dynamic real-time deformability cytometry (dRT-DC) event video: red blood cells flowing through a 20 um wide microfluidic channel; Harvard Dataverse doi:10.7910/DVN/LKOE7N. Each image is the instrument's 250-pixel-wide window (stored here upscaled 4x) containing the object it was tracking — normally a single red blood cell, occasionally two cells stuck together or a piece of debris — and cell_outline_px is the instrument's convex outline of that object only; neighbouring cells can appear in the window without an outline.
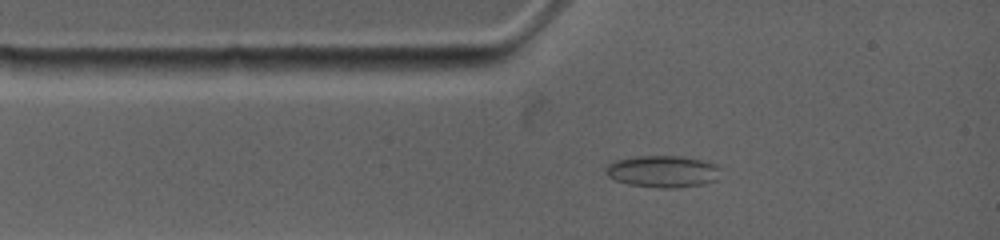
{"species": "common noctule bat (a hibernating species)", "species_latin": "Nyctalus noctula", "temperature_condition": "warm", "stored_images_in_passage": 10, "camera_frame_rate_fps": 4500, "um_per_image_px": 0.085, "animal": {"sex": "female", "body_mass_g": 19.0, "forearm_length_mm": 53.3}, "frame": {"image": 1, "passage_image": 3, "time_ms": 1.111, "image_size_px": [1000, 240], "cell_outline_px": [[720, 168], [716, 180], [704, 184], [676, 188], [664, 188], [628, 184], [616, 180], [608, 176], [604, 172], [608, 164], [616, 160], [636, 156], [684, 156], [716, 164]], "centroid_in_image_um": [56.33, 14.57], "position_along_channel_um": 28.7, "area_um2": 21.27}}
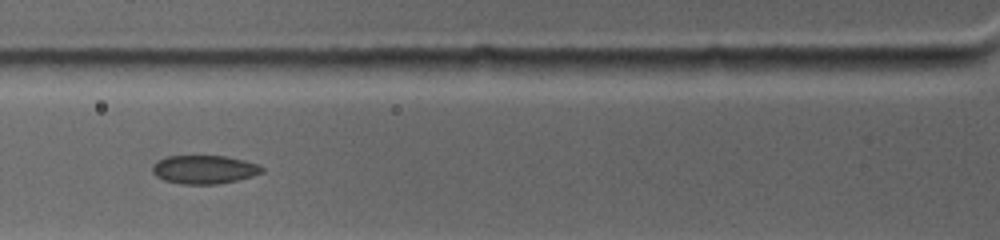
{"frame": {"image": 2, "passage_image": 7, "time_ms": 3.333, "image_size_px": [1000, 240], "cell_outline_px": [[264, 172], [252, 176], [236, 180], [216, 184], [180, 184], [164, 180], [156, 176], [152, 172], [152, 164], [156, 160], [168, 156], [228, 156], [260, 164], [264, 168]], "centroid_in_image_um": [17.36, 14.4], "position_along_channel_um": 108.4, "area_um2": 18.38}}
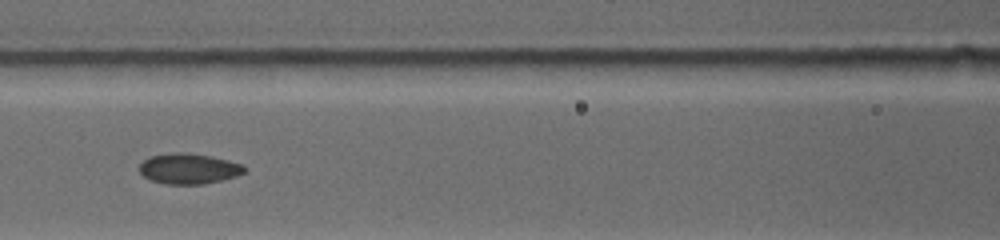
{"frame": {"image": 3, "passage_image": 9, "time_ms": 4.444, "image_size_px": [1000, 240], "cell_outline_px": [[248, 168], [244, 172], [236, 176], [204, 184], [164, 184], [148, 180], [136, 168], [148, 156], [168, 152], [184, 152], [212, 156], [244, 164]], "centroid_in_image_um": [16.01, 14.32], "position_along_channel_um": 150.6, "area_um2": 19.07}}